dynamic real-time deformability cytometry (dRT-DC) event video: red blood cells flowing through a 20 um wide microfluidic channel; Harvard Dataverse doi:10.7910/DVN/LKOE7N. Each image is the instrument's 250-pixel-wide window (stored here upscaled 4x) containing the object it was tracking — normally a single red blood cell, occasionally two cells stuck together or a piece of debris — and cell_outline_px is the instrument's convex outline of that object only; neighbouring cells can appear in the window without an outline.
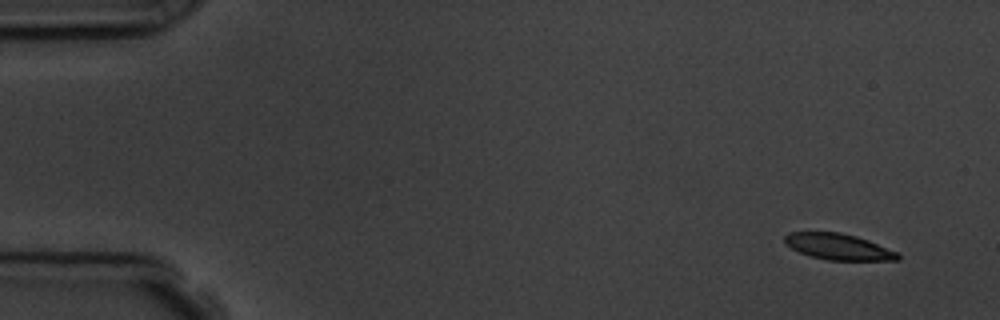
{"species": "common noctule bat (a hibernating species)", "species_latin": "Nyctalus noctula", "temperature_condition": "room temperature", "stored_images_in_passage": 8, "camera_frame_rate_fps": 3000, "um_per_image_px": 0.085, "animal": {"sex": "male", "body_mass_g": 19.5, "forearm_length_mm": 54.6}, "frame": {"image": 1, "passage_image": 1, "time_ms": 0.0, "image_size_px": [1000, 320], "cell_outline_px": [[900, 260], [828, 260], [812, 256], [800, 252], [784, 244], [784, 236], [788, 232], [840, 232], [856, 236], [868, 240], [896, 252], [900, 256]], "centroid_in_image_um": [71.23, 20.96], "position_along_channel_um": 13.8, "area_um2": 17.05}}
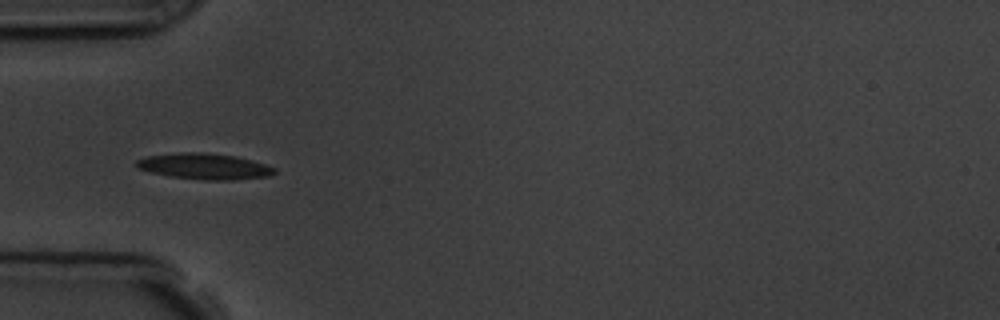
{"frame": {"image": 2, "passage_image": 5, "time_ms": 4.667, "image_size_px": [1000, 320], "cell_outline_px": [[276, 172], [268, 176], [232, 180], [204, 180], [168, 176], [136, 168], [136, 160], [148, 156], [180, 152], [204, 152], [236, 156], [252, 160], [276, 168]], "centroid_in_image_um": [17.37, 14.14], "position_along_channel_um": 67.6, "area_um2": 20.87}}